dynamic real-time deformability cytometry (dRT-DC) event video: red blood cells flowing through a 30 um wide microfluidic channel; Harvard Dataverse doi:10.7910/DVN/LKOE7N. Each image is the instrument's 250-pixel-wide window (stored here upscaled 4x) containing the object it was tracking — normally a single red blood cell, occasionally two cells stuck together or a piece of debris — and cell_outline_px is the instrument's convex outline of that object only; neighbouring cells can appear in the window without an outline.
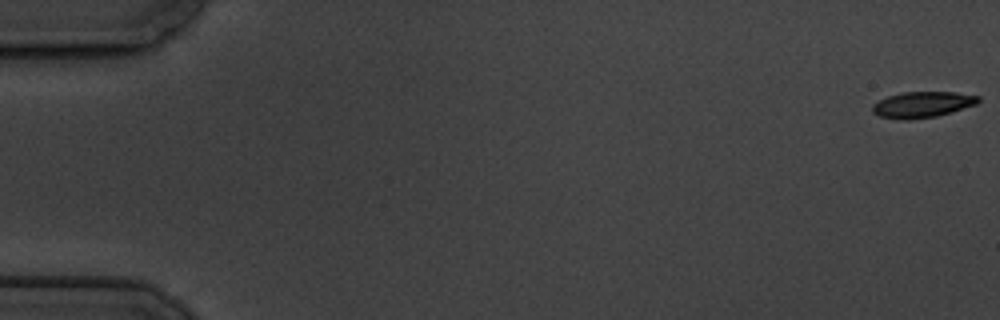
{"species": "common noctule bat (a hibernating species)", "species_latin": "Nyctalus noctula", "temperature_condition": "cold", "stored_images_in_passage": 5, "camera_frame_rate_fps": 3000, "um_per_image_px": 0.085, "animal": {"sex": "male", "body_mass_g": 19.5, "forearm_length_mm": 54.6}, "frame": {"image": 1, "passage_image": 1, "time_ms": 0.0, "image_size_px": [1000, 320], "cell_outline_px": [[980, 100], [976, 104], [952, 112], [936, 116], [908, 120], [900, 120], [880, 116], [872, 112], [872, 104], [888, 96], [904, 92], [956, 92], [980, 96]], "centroid_in_image_um": [78.4, 8.89], "position_along_channel_um": 6.6, "area_um2": 16.01}}
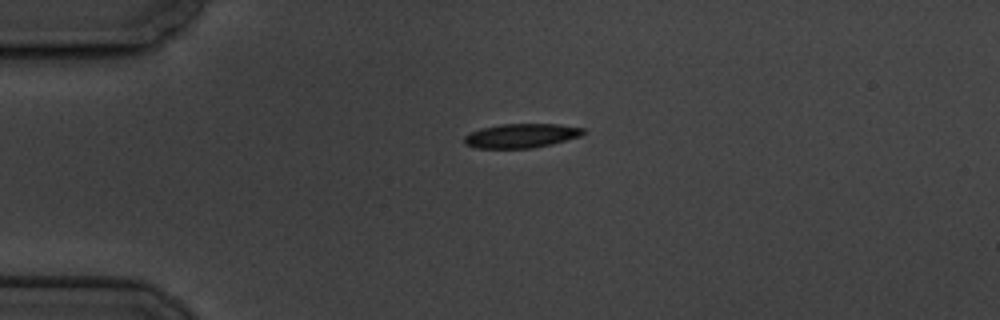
{"frame": {"image": 2, "passage_image": 5, "time_ms": 4.667, "image_size_px": [1000, 320], "cell_outline_px": [[584, 132], [580, 136], [552, 144], [532, 148], [476, 148], [464, 144], [464, 136], [480, 128], [500, 124], [556, 124], [584, 128]], "centroid_in_image_um": [44.27, 11.54], "position_along_channel_um": 40.7, "area_um2": 16.7}}